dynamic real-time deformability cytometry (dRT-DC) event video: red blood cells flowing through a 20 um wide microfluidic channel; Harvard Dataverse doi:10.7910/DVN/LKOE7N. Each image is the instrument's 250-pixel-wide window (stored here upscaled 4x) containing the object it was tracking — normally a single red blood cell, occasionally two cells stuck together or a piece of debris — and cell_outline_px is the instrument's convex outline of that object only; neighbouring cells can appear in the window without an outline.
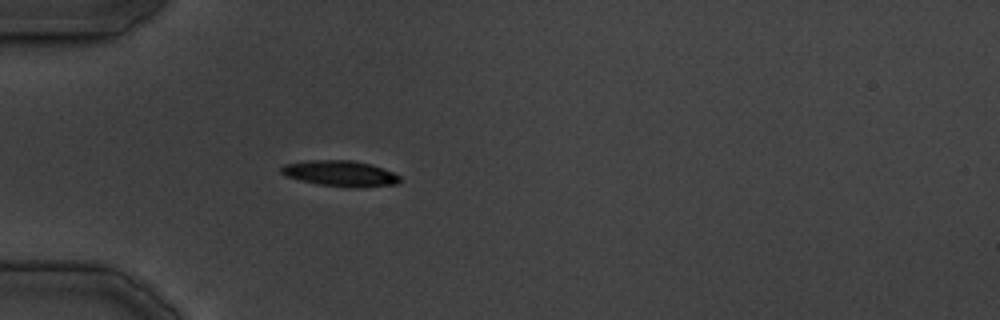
{"species": "common noctule bat (a hibernating species)", "species_latin": "Nyctalus noctula", "temperature_condition": "cold", "stored_images_in_passage": 24, "camera_frame_rate_fps": 3000, "um_per_image_px": 0.085, "animal": {"sex": "male", "body_mass_g": 19.5, "forearm_length_mm": 54.6}, "frame": {"image": 1, "passage_image": 1, "time_ms": 0.0, "image_size_px": [1000, 320], "cell_outline_px": [[400, 180], [396, 184], [352, 188], [316, 184], [284, 176], [280, 172], [280, 168], [284, 164], [308, 160], [352, 160], [372, 164], [384, 168], [400, 176]], "centroid_in_image_um": [28.89, 14.74], "position_along_channel_um": 56.1, "area_um2": 17.98}}
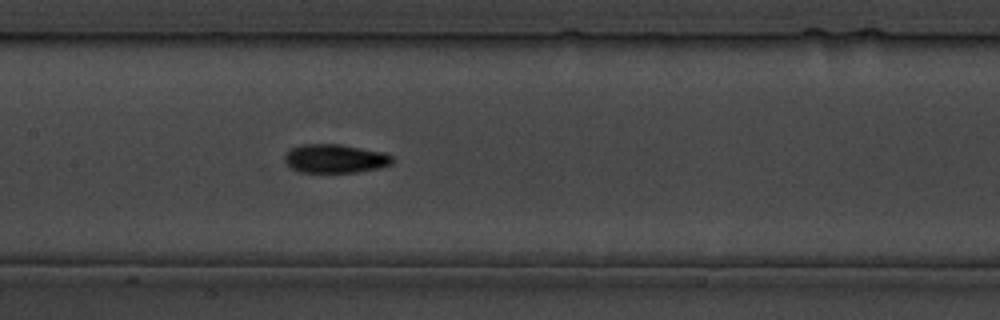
{"frame": {"image": 2, "passage_image": 8, "time_ms": 9.0, "image_size_px": [1000, 320], "cell_outline_px": [[392, 164], [380, 168], [356, 172], [300, 172], [292, 168], [284, 160], [284, 156], [292, 148], [300, 144], [340, 144], [384, 152], [392, 156]], "centroid_in_image_um": [28.5, 13.48], "position_along_channel_um": 178.9, "area_um2": 17.98}}
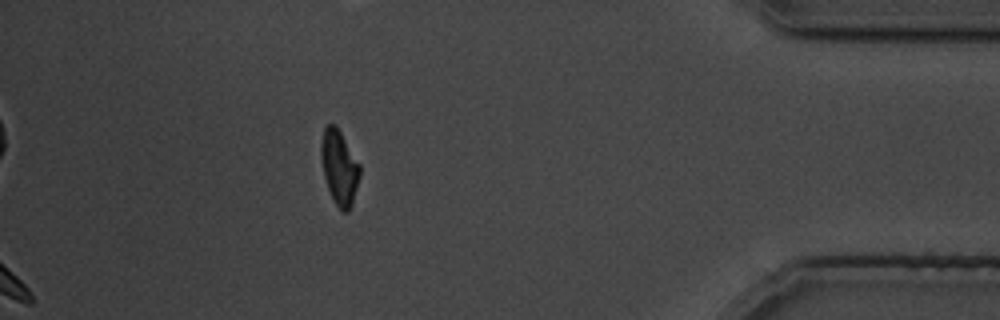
{"frame": {"image": 3, "passage_image": 24, "time_ms": 27.333, "image_size_px": [1000, 320], "cell_outline_px": [[360, 176], [352, 204], [348, 212], [344, 212], [336, 204], [328, 188], [324, 176], [320, 156], [320, 144], [324, 128], [328, 124], [336, 124], [360, 164]], "centroid_in_image_um": [28.84, 14.19], "position_along_channel_um": 406.4, "area_um2": 16.82}}